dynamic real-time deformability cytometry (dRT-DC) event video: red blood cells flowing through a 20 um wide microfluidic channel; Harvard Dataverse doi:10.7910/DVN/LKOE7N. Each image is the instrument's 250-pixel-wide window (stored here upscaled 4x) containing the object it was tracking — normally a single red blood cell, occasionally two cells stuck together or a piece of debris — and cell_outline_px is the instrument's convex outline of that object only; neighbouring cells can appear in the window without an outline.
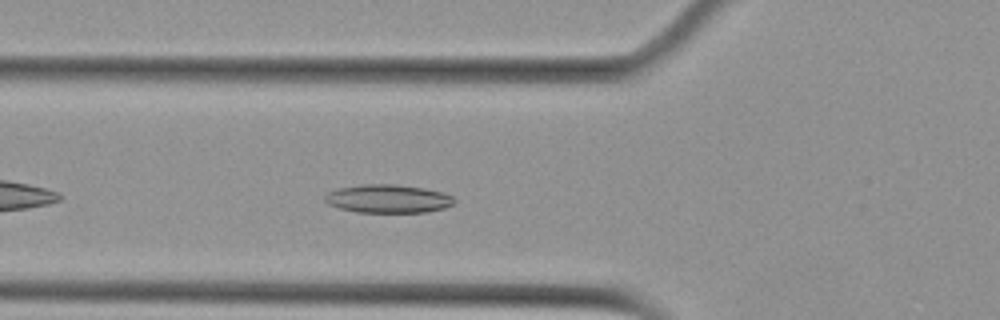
{"species": "Egyptian fruit bat (a non-hibernating species)", "species_latin": "Rousettus aegyptiacus", "temperature_condition": "cold", "stored_images_in_passage": 6, "camera_frame_rate_fps": 3000, "um_per_image_px": 0.085, "animal": {"sex": "female"}, "frame": {"image": 1, "passage_image": 5, "time_ms": 4.667, "image_size_px": [1000, 320], "cell_outline_px": [[456, 200], [452, 204], [444, 208], [428, 212], [356, 212], [340, 208], [328, 204], [324, 200], [324, 196], [328, 192], [336, 188], [364, 184], [396, 184], [424, 188], [444, 192], [452, 196]], "centroid_in_image_um": [32.98, 16.88], "position_along_channel_um": 92.8, "area_um2": 21.5}}